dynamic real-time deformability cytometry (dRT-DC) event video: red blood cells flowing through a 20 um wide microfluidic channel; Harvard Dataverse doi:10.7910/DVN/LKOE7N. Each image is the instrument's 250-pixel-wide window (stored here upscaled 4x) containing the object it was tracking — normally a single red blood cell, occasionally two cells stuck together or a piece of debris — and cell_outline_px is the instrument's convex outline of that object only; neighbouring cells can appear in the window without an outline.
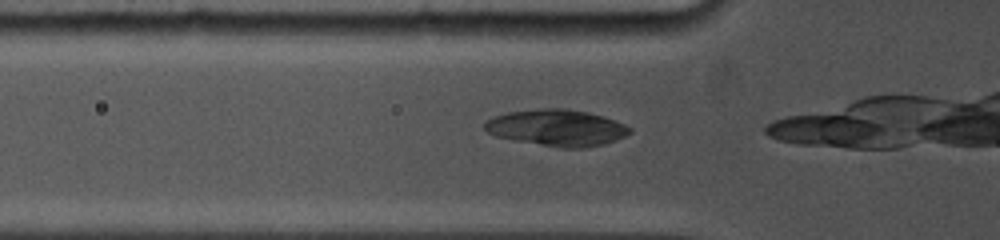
{"species": "common noctule bat (a hibernating species)", "species_latin": "Nyctalus noctula", "temperature_condition": "cold", "stored_images_in_passage": 36, "camera_frame_rate_fps": 5000, "um_per_image_px": 0.085, "animal": {"sex": "female", "body_mass_g": 19.0, "forearm_length_mm": 53.3}, "frame": {"image": 1, "passage_image": 3, "time_ms": 0.6, "image_size_px": [1000, 240], "cell_outline_px": [[632, 132], [616, 140], [604, 144], [584, 148], [560, 148], [516, 140], [496, 136], [488, 132], [484, 128], [484, 124], [492, 116], [508, 112], [540, 108], [564, 108], [588, 112], [624, 124], [632, 128]], "centroid_in_image_um": [47.33, 10.86], "position_along_channel_um": 78.5, "area_um2": 30.69}}
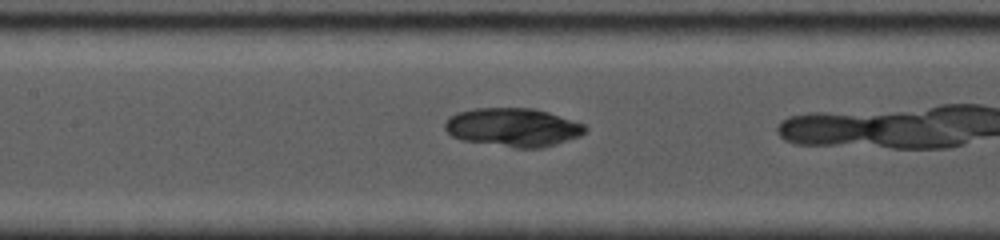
{"frame": {"image": 2, "passage_image": 12, "time_ms": 2.8, "image_size_px": [1000, 240], "cell_outline_px": [[588, 128], [580, 136], [556, 144], [540, 148], [516, 148], [460, 140], [452, 136], [444, 128], [444, 124], [448, 116], [460, 112], [476, 108], [532, 108], [548, 112], [584, 124]], "centroid_in_image_um": [43.59, 10.83], "position_along_channel_um": 163.8, "area_um2": 31.5}}
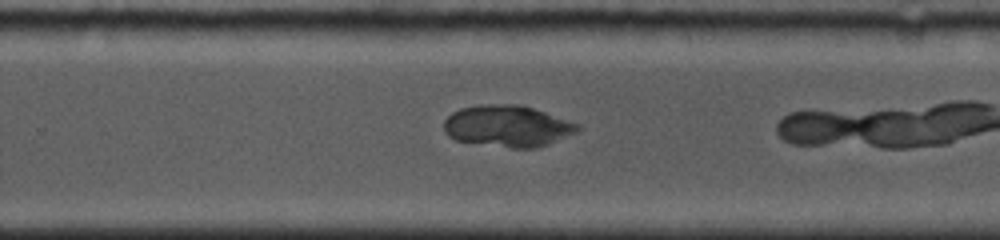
{"frame": {"image": 3, "passage_image": 24, "time_ms": 6.0, "image_size_px": [1000, 240], "cell_outline_px": [[580, 128], [576, 132], [548, 144], [536, 148], [512, 148], [456, 140], [448, 136], [444, 132], [444, 120], [452, 112], [460, 108], [480, 104], [516, 104], [532, 108], [580, 124]], "centroid_in_image_um": [43.11, 10.71], "position_along_channel_um": 286.7, "area_um2": 32.19}}